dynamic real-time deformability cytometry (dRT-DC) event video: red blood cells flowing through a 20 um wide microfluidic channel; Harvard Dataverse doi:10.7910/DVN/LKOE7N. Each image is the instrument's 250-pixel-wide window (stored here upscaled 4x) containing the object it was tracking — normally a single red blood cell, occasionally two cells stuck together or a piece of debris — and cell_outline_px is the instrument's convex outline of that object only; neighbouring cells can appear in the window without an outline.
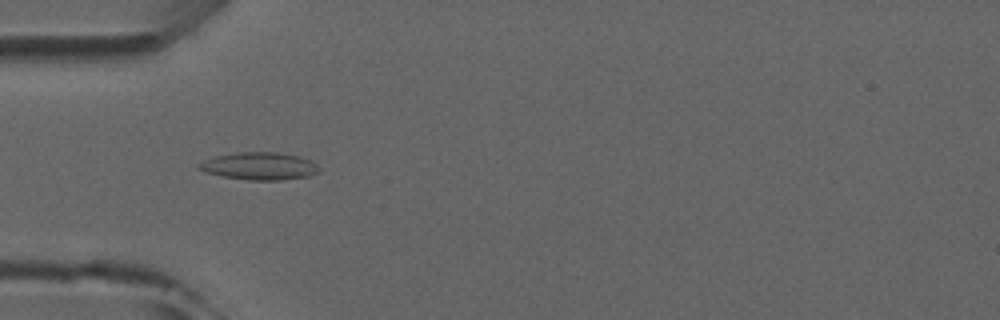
{"species": "common noctule bat (a hibernating species)", "species_latin": "Nyctalus noctula", "temperature_condition": "room temperature", "stored_images_in_passage": 5, "camera_frame_rate_fps": 3000, "um_per_image_px": 0.085, "animal": {"sex": "male", "forearm_length_mm": 52.5}, "frame": {"image": 1, "passage_image": 4, "time_ms": 3.333, "image_size_px": [1000, 320], "cell_outline_px": [[320, 172], [308, 176], [280, 180], [248, 180], [224, 176], [208, 172], [196, 168], [196, 164], [204, 160], [216, 156], [236, 152], [276, 152], [300, 156], [312, 160], [320, 168]], "centroid_in_image_um": [22.08, 14.11], "position_along_channel_um": 62.9, "area_um2": 19.31}}
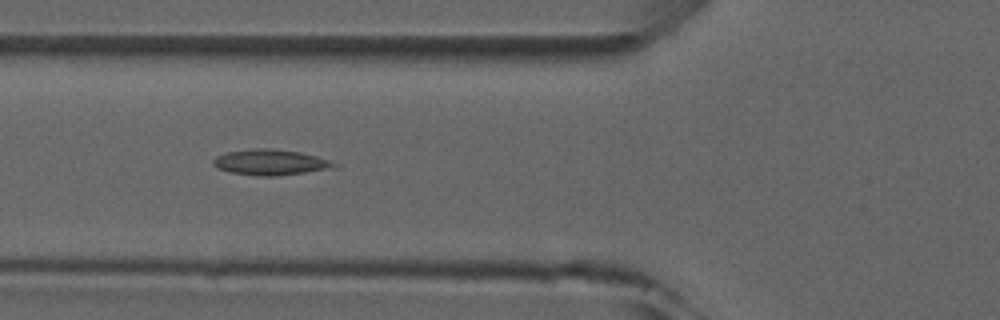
{"frame": {"image": 2, "passage_image": 5, "time_ms": 4.333, "image_size_px": [1000, 320], "cell_outline_px": [[340, 168], [276, 176], [260, 176], [228, 172], [216, 168], [212, 164], [212, 160], [216, 156], [228, 152], [256, 148], [272, 148], [300, 152], [316, 156], [340, 164]], "centroid_in_image_um": [23.03, 13.8], "position_along_channel_um": 102.8, "area_um2": 18.38}}